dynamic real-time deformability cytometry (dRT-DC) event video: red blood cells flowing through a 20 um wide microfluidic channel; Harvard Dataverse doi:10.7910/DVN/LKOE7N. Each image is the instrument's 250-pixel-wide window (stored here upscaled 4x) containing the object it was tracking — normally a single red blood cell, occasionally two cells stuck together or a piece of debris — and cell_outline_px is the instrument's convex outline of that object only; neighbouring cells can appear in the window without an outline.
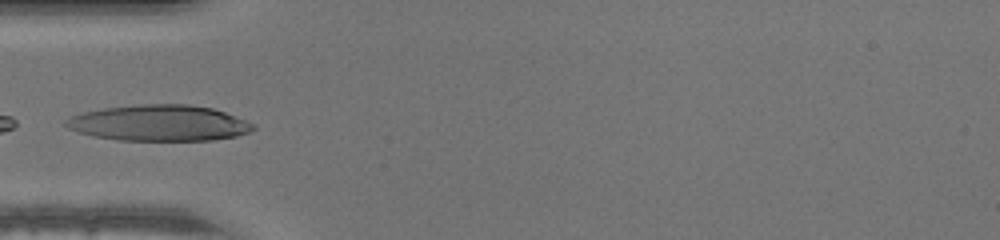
{"species": "human", "species_latin": "Homo sapiens", "temperature_condition": "warm", "stored_images_in_passage": 14, "camera_frame_rate_fps": 3000, "um_per_image_px": 0.085, "donor": {"sex": "male"}, "frame": {"image": 1, "passage_image": 1, "time_ms": 0.0, "image_size_px": [1000, 240], "cell_outline_px": [[256, 128], [248, 132], [236, 136], [212, 140], [120, 140], [92, 136], [68, 128], [64, 124], [64, 120], [72, 116], [84, 112], [104, 108], [144, 104], [188, 104], [212, 108], [224, 112], [244, 120], [252, 124]], "centroid_in_image_um": [13.51, 10.46], "position_along_channel_um": 71.5, "area_um2": 38.9}}
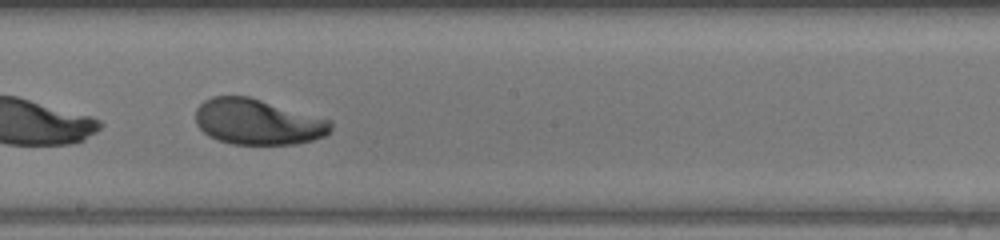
{"frame": {"image": 2, "passage_image": 12, "time_ms": 3.667, "image_size_px": [1000, 240], "cell_outline_px": [[332, 128], [324, 136], [312, 140], [296, 144], [232, 144], [208, 136], [196, 124], [196, 108], [204, 100], [212, 96], [248, 96], [332, 120]], "centroid_in_image_um": [21.9, 10.35], "position_along_channel_um": 226.3, "area_um2": 35.95}}